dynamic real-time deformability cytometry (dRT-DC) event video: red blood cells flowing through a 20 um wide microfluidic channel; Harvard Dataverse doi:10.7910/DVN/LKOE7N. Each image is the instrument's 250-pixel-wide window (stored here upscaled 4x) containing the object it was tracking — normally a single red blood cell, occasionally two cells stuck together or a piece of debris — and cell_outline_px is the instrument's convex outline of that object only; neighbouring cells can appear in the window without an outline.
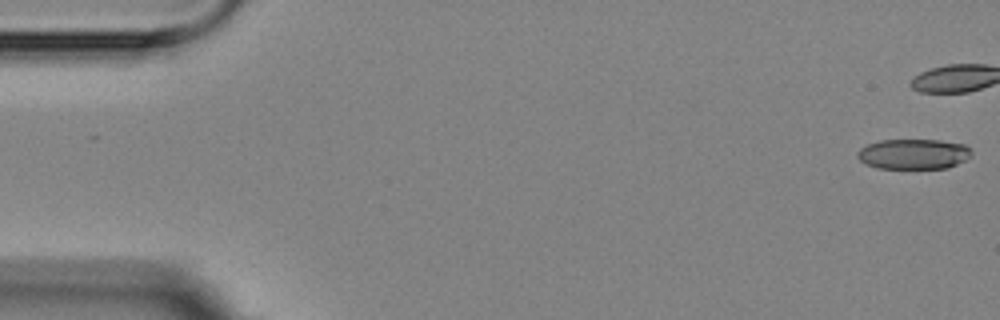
{"species": "Egyptian fruit bat (a non-hibernating species)", "species_latin": "Rousettus aegyptiacus", "temperature_condition": "room temperature", "stored_images_in_passage": 9, "camera_frame_rate_fps": 3000, "um_per_image_px": 0.085, "animal": {"sex": "female"}, "frame": {"image": 1, "passage_image": 1, "time_ms": 0.0, "image_size_px": [1000, 320], "cell_outline_px": [[972, 156], [948, 168], [876, 168], [864, 164], [856, 156], [856, 152], [860, 148], [868, 144], [880, 140], [940, 140], [964, 144], [972, 152]], "centroid_in_image_um": [77.62, 13.09], "position_along_channel_um": 7.4, "area_um2": 20.17}}
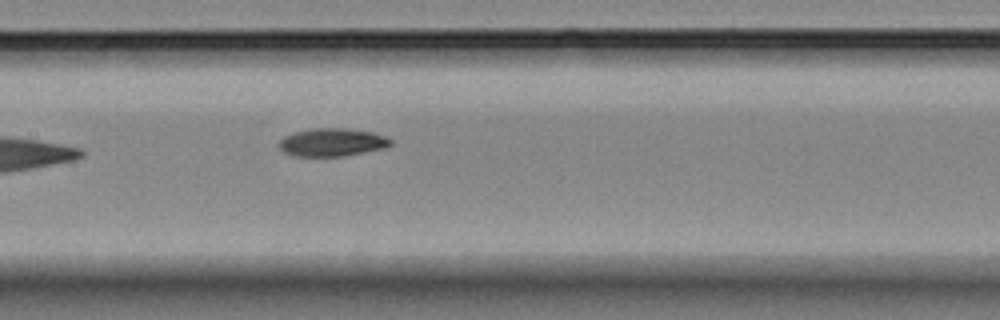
{"frame": {"image": 2, "passage_image": 9, "time_ms": 9.333, "image_size_px": [1000, 320], "cell_outline_px": [[392, 144], [384, 148], [344, 156], [296, 156], [284, 152], [276, 144], [284, 136], [296, 132], [312, 128], [344, 128], [372, 132], [384, 136], [392, 140]], "centroid_in_image_um": [28.21, 12.09], "position_along_channel_um": 179.2, "area_um2": 18.15}}